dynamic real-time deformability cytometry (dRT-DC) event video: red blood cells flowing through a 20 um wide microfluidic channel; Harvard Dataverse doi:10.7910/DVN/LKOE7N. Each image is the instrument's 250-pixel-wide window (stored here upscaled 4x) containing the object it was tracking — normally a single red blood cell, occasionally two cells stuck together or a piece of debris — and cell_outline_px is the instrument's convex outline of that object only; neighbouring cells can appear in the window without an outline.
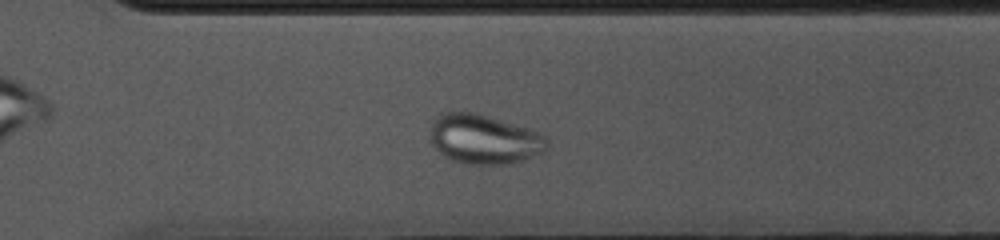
{"species": "common noctule bat (a hibernating species)", "species_latin": "Nyctalus noctula", "temperature_condition": "cold", "stored_images_in_passage": 47, "camera_frame_rate_fps": 3000, "um_per_image_px": 0.085, "animal": {"sex": "female", "body_mass_g": 10.0, "forearm_length_mm": 53.1}, "frame": {"image": 1, "passage_image": 34, "time_ms": 11.0, "image_size_px": [1000, 240], "cell_outline_px": [[548, 148], [544, 152], [508, 164], [468, 164], [452, 160], [444, 156], [432, 144], [428, 136], [432, 120], [440, 112], [476, 112], [532, 128], [540, 132], [548, 140]], "centroid_in_image_um": [41.13, 11.8], "position_along_channel_um": 329.5, "area_um2": 34.28}}